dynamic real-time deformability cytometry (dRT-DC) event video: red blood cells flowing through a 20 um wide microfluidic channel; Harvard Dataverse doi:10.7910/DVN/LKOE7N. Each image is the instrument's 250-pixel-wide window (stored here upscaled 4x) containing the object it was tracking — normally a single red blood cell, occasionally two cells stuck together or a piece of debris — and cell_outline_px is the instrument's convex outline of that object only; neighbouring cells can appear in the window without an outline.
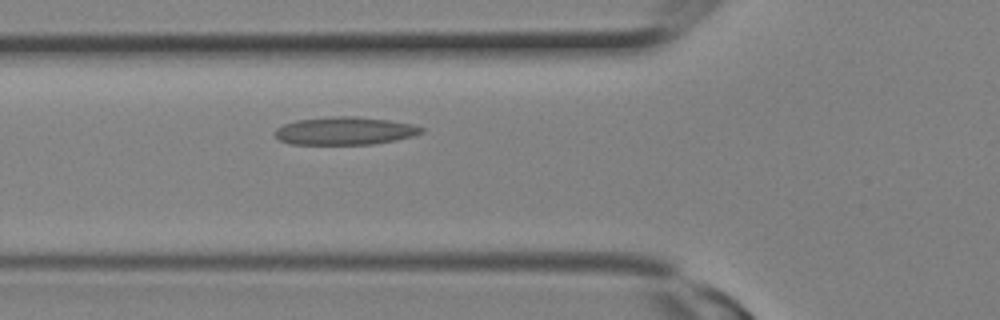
{"species": "Egyptian fruit bat (a non-hibernating species)", "species_latin": "Rousettus aegyptiacus", "temperature_condition": "room temperature", "stored_images_in_passage": 5, "camera_frame_rate_fps": 3000, "um_per_image_px": 0.085, "animal": {"sex": "female"}, "frame": {"image": 1, "passage_image": 5, "time_ms": 1.333, "image_size_px": [1000, 320], "cell_outline_px": [[424, 132], [412, 136], [396, 140], [372, 144], [288, 144], [280, 140], [272, 132], [276, 128], [284, 124], [296, 120], [328, 116], [356, 116], [388, 120], [412, 124], [424, 128]], "centroid_in_image_um": [29.28, 11.12], "position_along_channel_um": 96.5, "area_um2": 23.93}}